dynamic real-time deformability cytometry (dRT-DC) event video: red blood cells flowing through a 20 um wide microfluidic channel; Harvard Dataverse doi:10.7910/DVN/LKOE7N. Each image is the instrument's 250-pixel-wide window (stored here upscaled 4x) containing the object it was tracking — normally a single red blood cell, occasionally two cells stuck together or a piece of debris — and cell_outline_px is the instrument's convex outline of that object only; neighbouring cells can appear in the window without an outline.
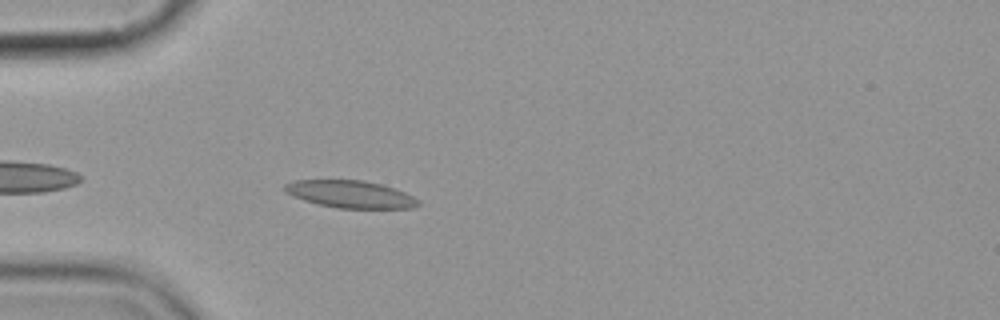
{"species": "common noctule bat (a hibernating species)", "species_latin": "Nyctalus noctula", "temperature_condition": "cold", "stored_images_in_passage": 5, "camera_frame_rate_fps": 3000, "um_per_image_px": 0.085, "animal": {"sex": "female", "body_mass_g": 19.9}, "frame": {"image": 1, "passage_image": 5, "time_ms": 4.667, "image_size_px": [1000, 320], "cell_outline_px": [[420, 204], [412, 208], [336, 208], [316, 204], [292, 196], [284, 192], [284, 184], [292, 180], [364, 180], [380, 184], [404, 192], [420, 200]], "centroid_in_image_um": [29.74, 16.51], "position_along_channel_um": 55.3, "area_um2": 21.33}}